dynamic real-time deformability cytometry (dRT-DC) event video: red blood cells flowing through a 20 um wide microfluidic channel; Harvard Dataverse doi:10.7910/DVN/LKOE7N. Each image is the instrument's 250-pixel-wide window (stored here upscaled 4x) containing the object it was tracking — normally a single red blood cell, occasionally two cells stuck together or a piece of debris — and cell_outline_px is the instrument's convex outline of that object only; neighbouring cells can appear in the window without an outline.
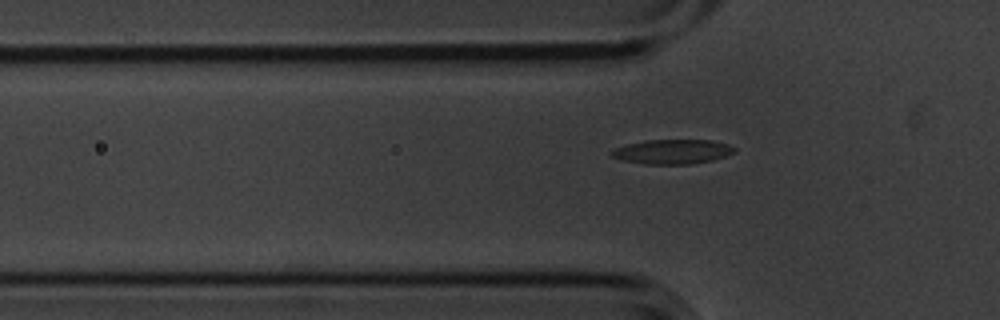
{"species": "common noctule bat (a hibernating species)", "species_latin": "Nyctalus noctula", "temperature_condition": "cold", "stored_images_in_passage": 5, "segment_of_instrument_passage": [2, 2], "camera_frame_rate_fps": 3000, "um_per_image_px": 0.085, "animal": {"sex": "male", "body_mass_g": 20.1, "forearm_length_mm": 53.5}, "frame": {"image": 1, "passage_image": 5, "time_ms": 1.333, "image_size_px": [1000, 320], "cell_outline_px": [[736, 152], [712, 160], [692, 164], [644, 164], [620, 160], [612, 156], [608, 152], [616, 148], [628, 144], [644, 140], [712, 140], [728, 144], [736, 148]], "centroid_in_image_um": [57.15, 12.89], "position_along_channel_um": 68.7, "area_um2": 17.63}}